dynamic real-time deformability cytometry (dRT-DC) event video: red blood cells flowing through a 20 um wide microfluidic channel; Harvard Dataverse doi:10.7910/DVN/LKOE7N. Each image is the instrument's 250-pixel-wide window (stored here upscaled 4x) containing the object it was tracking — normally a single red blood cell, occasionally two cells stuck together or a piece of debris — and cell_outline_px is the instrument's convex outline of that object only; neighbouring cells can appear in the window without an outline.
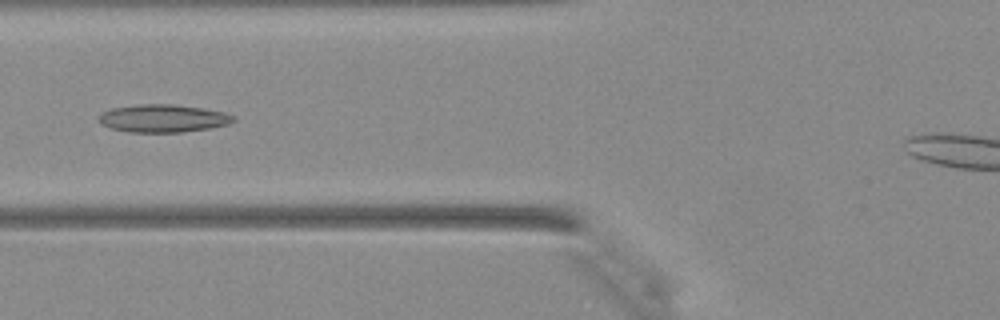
{"species": "Egyptian fruit bat (a non-hibernating species)", "species_latin": "Rousettus aegyptiacus", "temperature_condition": "warm", "stored_images_in_passage": 28, "camera_frame_rate_fps": 3000, "um_per_image_px": 0.085, "animal": {"sex": "female"}, "frame": {"image": 1, "passage_image": 5, "time_ms": 1.333, "image_size_px": [1000, 320], "cell_outline_px": [[236, 120], [228, 124], [212, 128], [180, 132], [128, 132], [112, 128], [100, 124], [100, 112], [112, 108], [140, 104], [172, 104], [204, 108], [224, 112], [236, 116]], "centroid_in_image_um": [13.89, 10.06], "position_along_channel_um": 111.9, "area_um2": 21.91}}
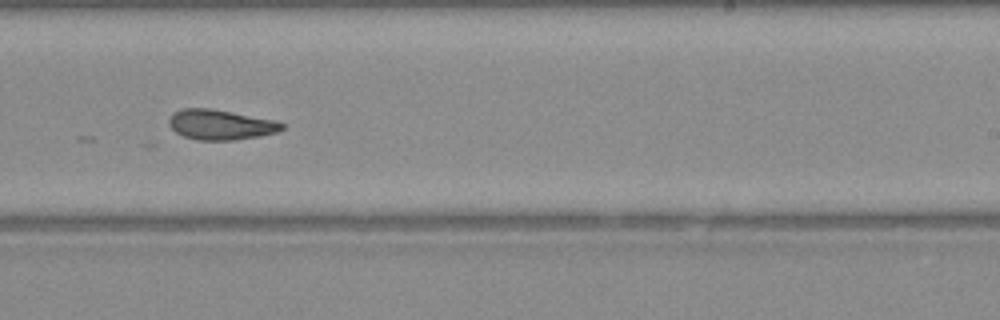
{"frame": {"image": 2, "passage_image": 15, "time_ms": 4.667, "image_size_px": [1000, 320], "cell_outline_px": [[284, 128], [276, 132], [260, 136], [236, 140], [196, 140], [184, 136], [176, 132], [168, 124], [168, 120], [172, 112], [184, 108], [208, 108], [232, 112], [272, 120], [284, 124]], "centroid_in_image_um": [18.7, 10.6], "position_along_channel_um": 270.3, "area_um2": 19.71}}
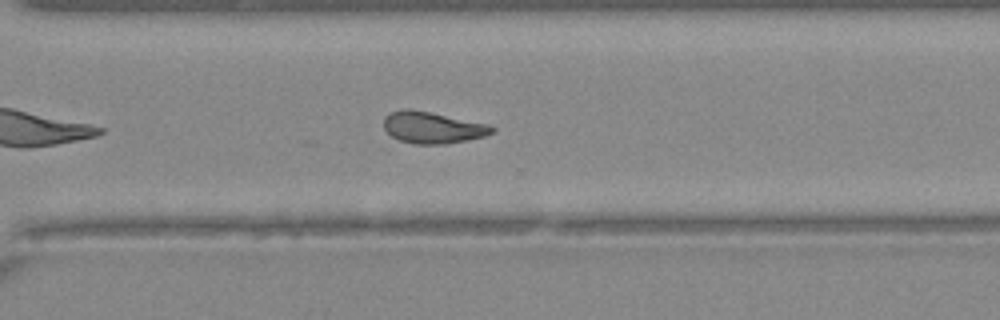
{"frame": {"image": 3, "passage_image": 19, "time_ms": 6.0, "image_size_px": [1000, 320], "cell_outline_px": [[496, 128], [492, 132], [484, 136], [468, 140], [444, 144], [412, 144], [400, 140], [392, 136], [384, 128], [384, 116], [392, 112], [404, 108], [408, 108], [488, 124]], "centroid_in_image_um": [36.75, 10.85], "position_along_channel_um": 333.9, "area_um2": 19.71}}